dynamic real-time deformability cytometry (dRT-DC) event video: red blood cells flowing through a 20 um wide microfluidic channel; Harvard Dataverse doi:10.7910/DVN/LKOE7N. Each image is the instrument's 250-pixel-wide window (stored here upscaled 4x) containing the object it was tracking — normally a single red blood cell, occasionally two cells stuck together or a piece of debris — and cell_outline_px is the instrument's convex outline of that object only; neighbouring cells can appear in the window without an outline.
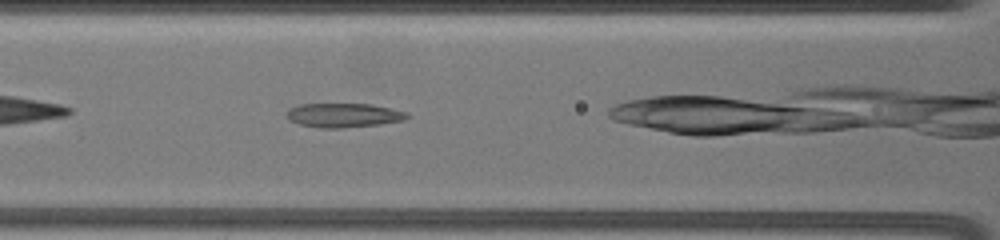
{"species": "common noctule bat (a hibernating species)", "species_latin": "Nyctalus noctula", "temperature_condition": "warm", "stored_images_in_passage": 15, "camera_frame_rate_fps": 3000, "um_per_image_px": 0.085, "animal": {"sex": "female", "body_mass_g": 19.5, "forearm_length_mm": 54.1}, "frame": {"image": 1, "passage_image": 5, "time_ms": 3.667, "image_size_px": [1000, 240], "cell_outline_px": [[412, 116], [404, 120], [380, 124], [344, 128], [320, 128], [300, 124], [288, 120], [284, 116], [284, 112], [288, 108], [300, 104], [372, 104], [408, 112]], "centroid_in_image_um": [29.18, 9.79], "position_along_channel_um": 137.4, "area_um2": 17.28}}